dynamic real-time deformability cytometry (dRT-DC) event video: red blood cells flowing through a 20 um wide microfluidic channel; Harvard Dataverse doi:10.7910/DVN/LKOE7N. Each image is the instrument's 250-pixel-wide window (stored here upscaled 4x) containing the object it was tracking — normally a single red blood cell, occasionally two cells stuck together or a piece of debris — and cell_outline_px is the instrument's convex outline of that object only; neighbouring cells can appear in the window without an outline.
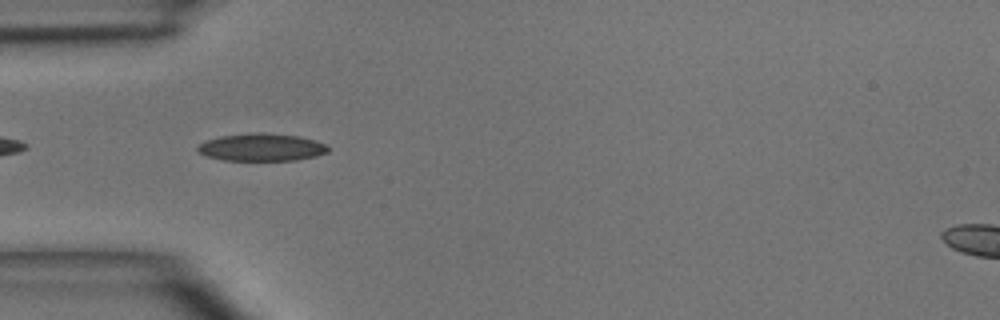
{"species": "common noctule bat (a hibernating species)", "species_latin": "Nyctalus noctula", "temperature_condition": "room temperature", "stored_images_in_passage": 6, "camera_frame_rate_fps": 3000, "um_per_image_px": 0.085, "animal": {"sex": "male", "body_mass_g": 15.6}, "frame": {"image": 1, "passage_image": 4, "time_ms": 4.333, "image_size_px": [1000, 320], "cell_outline_px": [[328, 152], [316, 156], [296, 160], [224, 160], [208, 156], [200, 152], [196, 148], [200, 144], [208, 140], [220, 136], [252, 132], [264, 132], [300, 136], [316, 140], [324, 144], [328, 148]], "centroid_in_image_um": [22.26, 12.5], "position_along_channel_um": 62.7, "area_um2": 20.87}}